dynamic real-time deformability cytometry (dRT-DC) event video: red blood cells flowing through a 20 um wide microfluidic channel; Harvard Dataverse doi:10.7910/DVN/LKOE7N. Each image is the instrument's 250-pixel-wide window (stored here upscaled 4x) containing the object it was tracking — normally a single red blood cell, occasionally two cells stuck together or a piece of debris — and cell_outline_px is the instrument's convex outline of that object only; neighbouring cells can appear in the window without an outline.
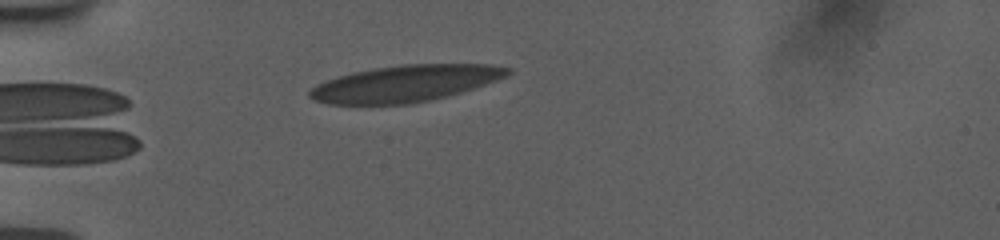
{"species": "human", "species_latin": "Homo sapiens", "temperature_condition": "room temperature", "stored_images_in_passage": 11, "camera_frame_rate_fps": 3000, "um_per_image_px": 0.085, "donor": {"sex": "female"}, "frame": {"image": 1, "passage_image": 1, "time_ms": 0.0, "image_size_px": [1000, 240], "cell_outline_px": [[512, 72], [508, 76], [460, 92], [428, 100], [408, 104], [328, 104], [316, 100], [308, 96], [308, 92], [316, 84], [352, 72], [376, 68], [404, 64], [492, 64], [512, 68]], "centroid_in_image_um": [34.46, 7.09], "position_along_channel_um": 50.5, "area_um2": 41.73}}
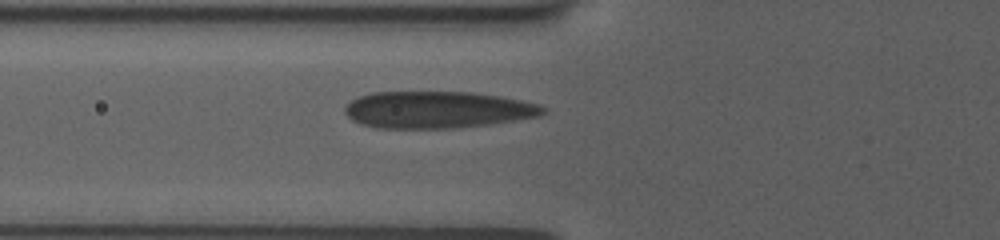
{"frame": {"image": 2, "passage_image": 8, "time_ms": 1.667, "image_size_px": [1000, 240], "cell_outline_px": [[548, 112], [540, 116], [492, 124], [452, 128], [376, 128], [360, 124], [352, 120], [344, 112], [344, 108], [352, 100], [360, 96], [372, 92], [472, 92], [500, 96], [540, 104], [548, 108]], "centroid_in_image_um": [37.22, 9.33], "position_along_channel_um": 88.6, "area_um2": 42.89}}